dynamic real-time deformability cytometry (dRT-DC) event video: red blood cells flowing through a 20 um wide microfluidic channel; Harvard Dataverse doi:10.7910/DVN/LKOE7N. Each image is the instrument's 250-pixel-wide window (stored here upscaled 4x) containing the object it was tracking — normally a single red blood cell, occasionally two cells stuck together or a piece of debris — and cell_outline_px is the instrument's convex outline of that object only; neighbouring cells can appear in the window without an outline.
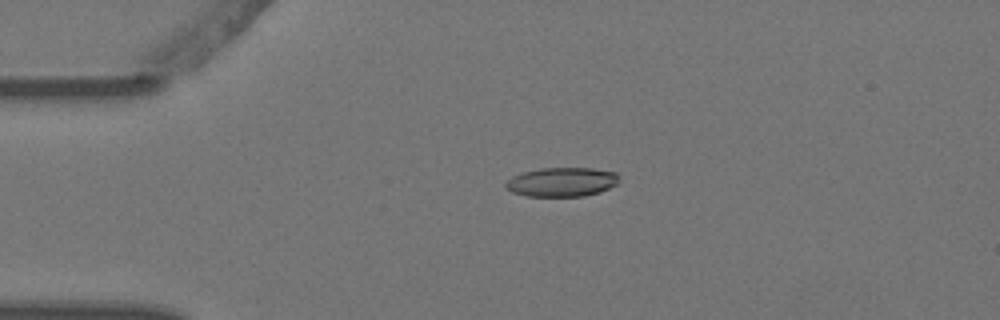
{"species": "Egyptian fruit bat (a non-hibernating species)", "species_latin": "Rousettus aegyptiacus", "temperature_condition": "warm", "stored_images_in_passage": 4, "camera_frame_rate_fps": 3000, "um_per_image_px": 0.085, "animal": {"sex": "female"}, "frame": {"image": 1, "passage_image": 3, "time_ms": 0.667, "image_size_px": [1000, 320], "cell_outline_px": [[620, 176], [616, 184], [600, 192], [584, 196], [528, 196], [512, 192], [504, 184], [512, 176], [524, 172], [540, 168], [592, 168], [616, 172]], "centroid_in_image_um": [47.78, 15.46], "position_along_channel_um": 37.2, "area_um2": 19.19}}